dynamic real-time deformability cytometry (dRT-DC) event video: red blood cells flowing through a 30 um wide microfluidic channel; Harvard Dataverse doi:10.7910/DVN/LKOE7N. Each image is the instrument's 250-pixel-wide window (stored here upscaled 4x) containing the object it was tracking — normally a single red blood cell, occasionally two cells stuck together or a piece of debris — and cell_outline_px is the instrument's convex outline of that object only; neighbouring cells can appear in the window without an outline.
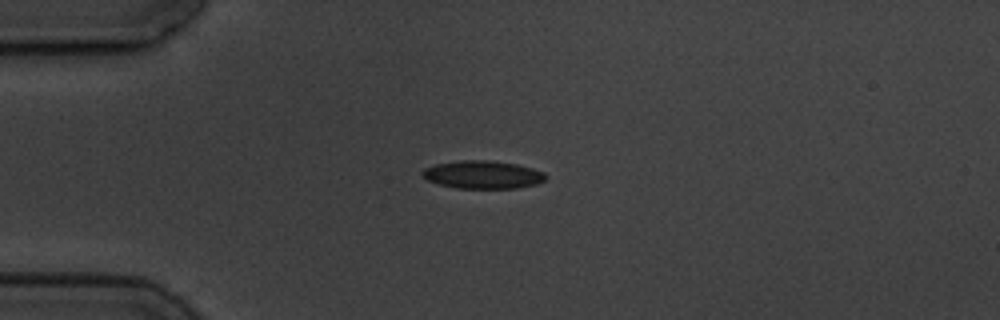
{"species": "common noctule bat (a hibernating species)", "species_latin": "Nyctalus noctula", "temperature_condition": "cold", "stored_images_in_passage": 1, "camera_frame_rate_fps": 3000, "um_per_image_px": 0.085, "animal": {"sex": "male", "body_mass_g": 19.5, "forearm_length_mm": 54.6}, "frame": {"image": 1, "passage_image": 1, "time_ms": 0.0, "image_size_px": [1000, 320], "cell_outline_px": [[548, 176], [544, 180], [536, 184], [516, 188], [456, 188], [440, 184], [428, 180], [420, 172], [424, 168], [436, 164], [460, 160], [492, 160], [516, 164], [532, 168], [544, 172]], "centroid_in_image_um": [41.05, 14.84], "position_along_channel_um": 44.0, "area_um2": 20.06}}